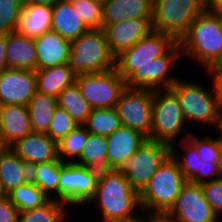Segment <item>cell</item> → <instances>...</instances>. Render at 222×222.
Returning a JSON list of instances; mask_svg holds the SVG:
<instances>
[{
	"label": "cell",
	"instance_id": "obj_29",
	"mask_svg": "<svg viewBox=\"0 0 222 222\" xmlns=\"http://www.w3.org/2000/svg\"><path fill=\"white\" fill-rule=\"evenodd\" d=\"M6 196L20 212L41 207L51 200V198L31 180L12 189Z\"/></svg>",
	"mask_w": 222,
	"mask_h": 222
},
{
	"label": "cell",
	"instance_id": "obj_14",
	"mask_svg": "<svg viewBox=\"0 0 222 222\" xmlns=\"http://www.w3.org/2000/svg\"><path fill=\"white\" fill-rule=\"evenodd\" d=\"M36 92L35 71L7 68L0 73V106H27Z\"/></svg>",
	"mask_w": 222,
	"mask_h": 222
},
{
	"label": "cell",
	"instance_id": "obj_7",
	"mask_svg": "<svg viewBox=\"0 0 222 222\" xmlns=\"http://www.w3.org/2000/svg\"><path fill=\"white\" fill-rule=\"evenodd\" d=\"M70 68L76 75L102 73L115 68L103 29H89L71 41Z\"/></svg>",
	"mask_w": 222,
	"mask_h": 222
},
{
	"label": "cell",
	"instance_id": "obj_53",
	"mask_svg": "<svg viewBox=\"0 0 222 222\" xmlns=\"http://www.w3.org/2000/svg\"><path fill=\"white\" fill-rule=\"evenodd\" d=\"M94 1H97V2H100L102 4L106 3L108 0H94Z\"/></svg>",
	"mask_w": 222,
	"mask_h": 222
},
{
	"label": "cell",
	"instance_id": "obj_24",
	"mask_svg": "<svg viewBox=\"0 0 222 222\" xmlns=\"http://www.w3.org/2000/svg\"><path fill=\"white\" fill-rule=\"evenodd\" d=\"M37 92L58 97L67 87L75 83L76 74L69 63L35 71Z\"/></svg>",
	"mask_w": 222,
	"mask_h": 222
},
{
	"label": "cell",
	"instance_id": "obj_39",
	"mask_svg": "<svg viewBox=\"0 0 222 222\" xmlns=\"http://www.w3.org/2000/svg\"><path fill=\"white\" fill-rule=\"evenodd\" d=\"M206 200L217 216L222 220V179H217L201 185Z\"/></svg>",
	"mask_w": 222,
	"mask_h": 222
},
{
	"label": "cell",
	"instance_id": "obj_38",
	"mask_svg": "<svg viewBox=\"0 0 222 222\" xmlns=\"http://www.w3.org/2000/svg\"><path fill=\"white\" fill-rule=\"evenodd\" d=\"M24 4L0 3V33L14 32Z\"/></svg>",
	"mask_w": 222,
	"mask_h": 222
},
{
	"label": "cell",
	"instance_id": "obj_51",
	"mask_svg": "<svg viewBox=\"0 0 222 222\" xmlns=\"http://www.w3.org/2000/svg\"><path fill=\"white\" fill-rule=\"evenodd\" d=\"M219 171H220V178L222 179V150H221L220 160H219Z\"/></svg>",
	"mask_w": 222,
	"mask_h": 222
},
{
	"label": "cell",
	"instance_id": "obj_22",
	"mask_svg": "<svg viewBox=\"0 0 222 222\" xmlns=\"http://www.w3.org/2000/svg\"><path fill=\"white\" fill-rule=\"evenodd\" d=\"M51 30L72 41L87 32L85 25L70 0H62L52 6Z\"/></svg>",
	"mask_w": 222,
	"mask_h": 222
},
{
	"label": "cell",
	"instance_id": "obj_3",
	"mask_svg": "<svg viewBox=\"0 0 222 222\" xmlns=\"http://www.w3.org/2000/svg\"><path fill=\"white\" fill-rule=\"evenodd\" d=\"M179 43L181 56L192 59L205 71L222 52V16L207 7Z\"/></svg>",
	"mask_w": 222,
	"mask_h": 222
},
{
	"label": "cell",
	"instance_id": "obj_16",
	"mask_svg": "<svg viewBox=\"0 0 222 222\" xmlns=\"http://www.w3.org/2000/svg\"><path fill=\"white\" fill-rule=\"evenodd\" d=\"M107 166L109 169H119L122 164L131 158L148 139L132 128L121 125L112 134L106 137Z\"/></svg>",
	"mask_w": 222,
	"mask_h": 222
},
{
	"label": "cell",
	"instance_id": "obj_36",
	"mask_svg": "<svg viewBox=\"0 0 222 222\" xmlns=\"http://www.w3.org/2000/svg\"><path fill=\"white\" fill-rule=\"evenodd\" d=\"M89 29H103V4L94 0H70Z\"/></svg>",
	"mask_w": 222,
	"mask_h": 222
},
{
	"label": "cell",
	"instance_id": "obj_1",
	"mask_svg": "<svg viewBox=\"0 0 222 222\" xmlns=\"http://www.w3.org/2000/svg\"><path fill=\"white\" fill-rule=\"evenodd\" d=\"M180 57V43L153 30L116 56L115 68L129 89H170L179 78L172 70Z\"/></svg>",
	"mask_w": 222,
	"mask_h": 222
},
{
	"label": "cell",
	"instance_id": "obj_46",
	"mask_svg": "<svg viewBox=\"0 0 222 222\" xmlns=\"http://www.w3.org/2000/svg\"><path fill=\"white\" fill-rule=\"evenodd\" d=\"M207 7L222 16V0H207Z\"/></svg>",
	"mask_w": 222,
	"mask_h": 222
},
{
	"label": "cell",
	"instance_id": "obj_32",
	"mask_svg": "<svg viewBox=\"0 0 222 222\" xmlns=\"http://www.w3.org/2000/svg\"><path fill=\"white\" fill-rule=\"evenodd\" d=\"M178 143V148L176 143L170 146V155L176 160L185 179L190 181L198 171H201L202 160L196 148L187 139L179 141Z\"/></svg>",
	"mask_w": 222,
	"mask_h": 222
},
{
	"label": "cell",
	"instance_id": "obj_40",
	"mask_svg": "<svg viewBox=\"0 0 222 222\" xmlns=\"http://www.w3.org/2000/svg\"><path fill=\"white\" fill-rule=\"evenodd\" d=\"M217 179H220L219 164L202 161L201 171H198L190 182L202 185Z\"/></svg>",
	"mask_w": 222,
	"mask_h": 222
},
{
	"label": "cell",
	"instance_id": "obj_26",
	"mask_svg": "<svg viewBox=\"0 0 222 222\" xmlns=\"http://www.w3.org/2000/svg\"><path fill=\"white\" fill-rule=\"evenodd\" d=\"M27 107L32 132L46 134L58 107L57 98L36 92Z\"/></svg>",
	"mask_w": 222,
	"mask_h": 222
},
{
	"label": "cell",
	"instance_id": "obj_48",
	"mask_svg": "<svg viewBox=\"0 0 222 222\" xmlns=\"http://www.w3.org/2000/svg\"><path fill=\"white\" fill-rule=\"evenodd\" d=\"M9 147L5 143L3 136H2V130H1V125H0V153L7 150Z\"/></svg>",
	"mask_w": 222,
	"mask_h": 222
},
{
	"label": "cell",
	"instance_id": "obj_28",
	"mask_svg": "<svg viewBox=\"0 0 222 222\" xmlns=\"http://www.w3.org/2000/svg\"><path fill=\"white\" fill-rule=\"evenodd\" d=\"M106 136L89 133L85 147L75 163L97 170H108Z\"/></svg>",
	"mask_w": 222,
	"mask_h": 222
},
{
	"label": "cell",
	"instance_id": "obj_10",
	"mask_svg": "<svg viewBox=\"0 0 222 222\" xmlns=\"http://www.w3.org/2000/svg\"><path fill=\"white\" fill-rule=\"evenodd\" d=\"M99 173L100 170L75 162H62L59 201L65 202L71 209L87 205L95 194Z\"/></svg>",
	"mask_w": 222,
	"mask_h": 222
},
{
	"label": "cell",
	"instance_id": "obj_49",
	"mask_svg": "<svg viewBox=\"0 0 222 222\" xmlns=\"http://www.w3.org/2000/svg\"><path fill=\"white\" fill-rule=\"evenodd\" d=\"M0 3L24 4V0H0Z\"/></svg>",
	"mask_w": 222,
	"mask_h": 222
},
{
	"label": "cell",
	"instance_id": "obj_35",
	"mask_svg": "<svg viewBox=\"0 0 222 222\" xmlns=\"http://www.w3.org/2000/svg\"><path fill=\"white\" fill-rule=\"evenodd\" d=\"M220 136L212 137L209 133L203 137L191 133L187 140L196 148L200 159L203 162L211 164H219L220 154L222 150V130L218 132Z\"/></svg>",
	"mask_w": 222,
	"mask_h": 222
},
{
	"label": "cell",
	"instance_id": "obj_21",
	"mask_svg": "<svg viewBox=\"0 0 222 222\" xmlns=\"http://www.w3.org/2000/svg\"><path fill=\"white\" fill-rule=\"evenodd\" d=\"M52 6L45 4L24 5L14 32L35 39L51 30Z\"/></svg>",
	"mask_w": 222,
	"mask_h": 222
},
{
	"label": "cell",
	"instance_id": "obj_30",
	"mask_svg": "<svg viewBox=\"0 0 222 222\" xmlns=\"http://www.w3.org/2000/svg\"><path fill=\"white\" fill-rule=\"evenodd\" d=\"M57 101L58 106L64 108L78 125H83L92 111L76 83L65 88L57 97Z\"/></svg>",
	"mask_w": 222,
	"mask_h": 222
},
{
	"label": "cell",
	"instance_id": "obj_25",
	"mask_svg": "<svg viewBox=\"0 0 222 222\" xmlns=\"http://www.w3.org/2000/svg\"><path fill=\"white\" fill-rule=\"evenodd\" d=\"M31 180L30 166L12 149L0 153V181L5 194Z\"/></svg>",
	"mask_w": 222,
	"mask_h": 222
},
{
	"label": "cell",
	"instance_id": "obj_13",
	"mask_svg": "<svg viewBox=\"0 0 222 222\" xmlns=\"http://www.w3.org/2000/svg\"><path fill=\"white\" fill-rule=\"evenodd\" d=\"M168 213L179 222H221L200 184L187 181Z\"/></svg>",
	"mask_w": 222,
	"mask_h": 222
},
{
	"label": "cell",
	"instance_id": "obj_8",
	"mask_svg": "<svg viewBox=\"0 0 222 222\" xmlns=\"http://www.w3.org/2000/svg\"><path fill=\"white\" fill-rule=\"evenodd\" d=\"M207 8V0H153L152 29L179 42Z\"/></svg>",
	"mask_w": 222,
	"mask_h": 222
},
{
	"label": "cell",
	"instance_id": "obj_11",
	"mask_svg": "<svg viewBox=\"0 0 222 222\" xmlns=\"http://www.w3.org/2000/svg\"><path fill=\"white\" fill-rule=\"evenodd\" d=\"M169 155L170 145L147 139L118 170L124 173L130 186L140 194Z\"/></svg>",
	"mask_w": 222,
	"mask_h": 222
},
{
	"label": "cell",
	"instance_id": "obj_4",
	"mask_svg": "<svg viewBox=\"0 0 222 222\" xmlns=\"http://www.w3.org/2000/svg\"><path fill=\"white\" fill-rule=\"evenodd\" d=\"M183 79L179 77L170 89L179 99L187 124L212 125L216 130H222V105L213 87L207 89L199 82Z\"/></svg>",
	"mask_w": 222,
	"mask_h": 222
},
{
	"label": "cell",
	"instance_id": "obj_45",
	"mask_svg": "<svg viewBox=\"0 0 222 222\" xmlns=\"http://www.w3.org/2000/svg\"><path fill=\"white\" fill-rule=\"evenodd\" d=\"M140 212H142V213H140ZM141 214L142 215L144 214L145 216L143 217ZM150 216H151L150 212H147L145 210H141V211H139L138 215L136 214L132 217L125 218L123 220H118L115 222H150Z\"/></svg>",
	"mask_w": 222,
	"mask_h": 222
},
{
	"label": "cell",
	"instance_id": "obj_20",
	"mask_svg": "<svg viewBox=\"0 0 222 222\" xmlns=\"http://www.w3.org/2000/svg\"><path fill=\"white\" fill-rule=\"evenodd\" d=\"M0 125L3 139L10 147L17 140L32 133L28 107L23 105L0 106Z\"/></svg>",
	"mask_w": 222,
	"mask_h": 222
},
{
	"label": "cell",
	"instance_id": "obj_9",
	"mask_svg": "<svg viewBox=\"0 0 222 222\" xmlns=\"http://www.w3.org/2000/svg\"><path fill=\"white\" fill-rule=\"evenodd\" d=\"M75 83L92 109L115 108L127 82L113 68L102 73L76 75Z\"/></svg>",
	"mask_w": 222,
	"mask_h": 222
},
{
	"label": "cell",
	"instance_id": "obj_50",
	"mask_svg": "<svg viewBox=\"0 0 222 222\" xmlns=\"http://www.w3.org/2000/svg\"><path fill=\"white\" fill-rule=\"evenodd\" d=\"M210 66H222V52L221 55L218 57V59L212 63Z\"/></svg>",
	"mask_w": 222,
	"mask_h": 222
},
{
	"label": "cell",
	"instance_id": "obj_12",
	"mask_svg": "<svg viewBox=\"0 0 222 222\" xmlns=\"http://www.w3.org/2000/svg\"><path fill=\"white\" fill-rule=\"evenodd\" d=\"M154 90L127 88L115 109L121 125L132 128L150 138Z\"/></svg>",
	"mask_w": 222,
	"mask_h": 222
},
{
	"label": "cell",
	"instance_id": "obj_18",
	"mask_svg": "<svg viewBox=\"0 0 222 222\" xmlns=\"http://www.w3.org/2000/svg\"><path fill=\"white\" fill-rule=\"evenodd\" d=\"M37 51V70L69 63L71 41L55 31H47L34 39Z\"/></svg>",
	"mask_w": 222,
	"mask_h": 222
},
{
	"label": "cell",
	"instance_id": "obj_52",
	"mask_svg": "<svg viewBox=\"0 0 222 222\" xmlns=\"http://www.w3.org/2000/svg\"><path fill=\"white\" fill-rule=\"evenodd\" d=\"M4 196H6V194L3 191V188H2V185H1V181H0V199L3 198Z\"/></svg>",
	"mask_w": 222,
	"mask_h": 222
},
{
	"label": "cell",
	"instance_id": "obj_44",
	"mask_svg": "<svg viewBox=\"0 0 222 222\" xmlns=\"http://www.w3.org/2000/svg\"><path fill=\"white\" fill-rule=\"evenodd\" d=\"M150 222H179L176 217L168 212H153L150 216Z\"/></svg>",
	"mask_w": 222,
	"mask_h": 222
},
{
	"label": "cell",
	"instance_id": "obj_34",
	"mask_svg": "<svg viewBox=\"0 0 222 222\" xmlns=\"http://www.w3.org/2000/svg\"><path fill=\"white\" fill-rule=\"evenodd\" d=\"M88 135L84 125L76 126L57 143L58 158L63 162H75L86 145Z\"/></svg>",
	"mask_w": 222,
	"mask_h": 222
},
{
	"label": "cell",
	"instance_id": "obj_5",
	"mask_svg": "<svg viewBox=\"0 0 222 222\" xmlns=\"http://www.w3.org/2000/svg\"><path fill=\"white\" fill-rule=\"evenodd\" d=\"M176 94L171 89L154 90L150 140L172 145L191 134Z\"/></svg>",
	"mask_w": 222,
	"mask_h": 222
},
{
	"label": "cell",
	"instance_id": "obj_31",
	"mask_svg": "<svg viewBox=\"0 0 222 222\" xmlns=\"http://www.w3.org/2000/svg\"><path fill=\"white\" fill-rule=\"evenodd\" d=\"M65 202L51 199L45 205L33 210L19 212L18 222H63L70 213Z\"/></svg>",
	"mask_w": 222,
	"mask_h": 222
},
{
	"label": "cell",
	"instance_id": "obj_6",
	"mask_svg": "<svg viewBox=\"0 0 222 222\" xmlns=\"http://www.w3.org/2000/svg\"><path fill=\"white\" fill-rule=\"evenodd\" d=\"M187 180L176 160L169 155L139 194L141 209L147 212H168Z\"/></svg>",
	"mask_w": 222,
	"mask_h": 222
},
{
	"label": "cell",
	"instance_id": "obj_27",
	"mask_svg": "<svg viewBox=\"0 0 222 222\" xmlns=\"http://www.w3.org/2000/svg\"><path fill=\"white\" fill-rule=\"evenodd\" d=\"M59 158L53 161L37 163L30 166L31 181L35 183L49 198L59 201V178L61 172Z\"/></svg>",
	"mask_w": 222,
	"mask_h": 222
},
{
	"label": "cell",
	"instance_id": "obj_15",
	"mask_svg": "<svg viewBox=\"0 0 222 222\" xmlns=\"http://www.w3.org/2000/svg\"><path fill=\"white\" fill-rule=\"evenodd\" d=\"M110 52L116 57L146 37L152 29V19H131L104 25Z\"/></svg>",
	"mask_w": 222,
	"mask_h": 222
},
{
	"label": "cell",
	"instance_id": "obj_23",
	"mask_svg": "<svg viewBox=\"0 0 222 222\" xmlns=\"http://www.w3.org/2000/svg\"><path fill=\"white\" fill-rule=\"evenodd\" d=\"M6 60L8 68L37 70V51L34 39L7 33Z\"/></svg>",
	"mask_w": 222,
	"mask_h": 222
},
{
	"label": "cell",
	"instance_id": "obj_19",
	"mask_svg": "<svg viewBox=\"0 0 222 222\" xmlns=\"http://www.w3.org/2000/svg\"><path fill=\"white\" fill-rule=\"evenodd\" d=\"M152 16L153 0H108L103 4L104 25Z\"/></svg>",
	"mask_w": 222,
	"mask_h": 222
},
{
	"label": "cell",
	"instance_id": "obj_37",
	"mask_svg": "<svg viewBox=\"0 0 222 222\" xmlns=\"http://www.w3.org/2000/svg\"><path fill=\"white\" fill-rule=\"evenodd\" d=\"M78 124L72 116L61 107H57L49 129L46 133L52 140L57 143L66 135H68Z\"/></svg>",
	"mask_w": 222,
	"mask_h": 222
},
{
	"label": "cell",
	"instance_id": "obj_47",
	"mask_svg": "<svg viewBox=\"0 0 222 222\" xmlns=\"http://www.w3.org/2000/svg\"><path fill=\"white\" fill-rule=\"evenodd\" d=\"M59 1H62V0H24V5L45 4V5L54 6Z\"/></svg>",
	"mask_w": 222,
	"mask_h": 222
},
{
	"label": "cell",
	"instance_id": "obj_42",
	"mask_svg": "<svg viewBox=\"0 0 222 222\" xmlns=\"http://www.w3.org/2000/svg\"><path fill=\"white\" fill-rule=\"evenodd\" d=\"M204 73L211 76L214 92L222 105V66H209Z\"/></svg>",
	"mask_w": 222,
	"mask_h": 222
},
{
	"label": "cell",
	"instance_id": "obj_41",
	"mask_svg": "<svg viewBox=\"0 0 222 222\" xmlns=\"http://www.w3.org/2000/svg\"><path fill=\"white\" fill-rule=\"evenodd\" d=\"M19 212L7 196L0 199V222H18Z\"/></svg>",
	"mask_w": 222,
	"mask_h": 222
},
{
	"label": "cell",
	"instance_id": "obj_33",
	"mask_svg": "<svg viewBox=\"0 0 222 222\" xmlns=\"http://www.w3.org/2000/svg\"><path fill=\"white\" fill-rule=\"evenodd\" d=\"M83 125L89 133L107 137L121 126V121L115 108L92 109Z\"/></svg>",
	"mask_w": 222,
	"mask_h": 222
},
{
	"label": "cell",
	"instance_id": "obj_43",
	"mask_svg": "<svg viewBox=\"0 0 222 222\" xmlns=\"http://www.w3.org/2000/svg\"><path fill=\"white\" fill-rule=\"evenodd\" d=\"M7 33H0V73L8 68L6 60Z\"/></svg>",
	"mask_w": 222,
	"mask_h": 222
},
{
	"label": "cell",
	"instance_id": "obj_17",
	"mask_svg": "<svg viewBox=\"0 0 222 222\" xmlns=\"http://www.w3.org/2000/svg\"><path fill=\"white\" fill-rule=\"evenodd\" d=\"M29 166L58 158L57 142L44 133L32 132L9 147Z\"/></svg>",
	"mask_w": 222,
	"mask_h": 222
},
{
	"label": "cell",
	"instance_id": "obj_2",
	"mask_svg": "<svg viewBox=\"0 0 222 222\" xmlns=\"http://www.w3.org/2000/svg\"><path fill=\"white\" fill-rule=\"evenodd\" d=\"M92 203L98 206L102 222L123 220L142 210L139 193L117 169L100 171L95 194L86 206Z\"/></svg>",
	"mask_w": 222,
	"mask_h": 222
}]
</instances>
